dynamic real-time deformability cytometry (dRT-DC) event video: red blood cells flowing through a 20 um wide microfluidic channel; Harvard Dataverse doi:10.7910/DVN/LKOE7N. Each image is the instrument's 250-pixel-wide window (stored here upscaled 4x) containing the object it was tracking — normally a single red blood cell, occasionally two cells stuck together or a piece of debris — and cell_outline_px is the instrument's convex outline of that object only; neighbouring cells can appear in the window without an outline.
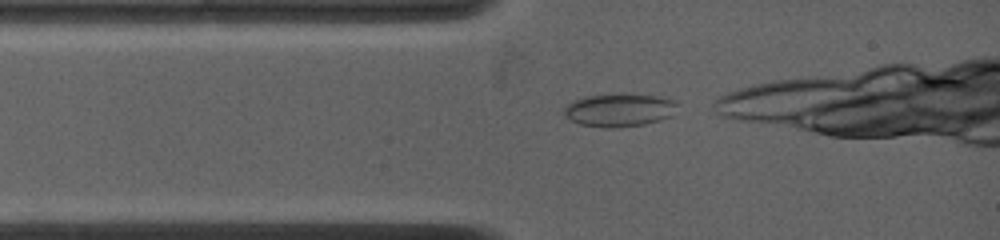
{"species": "common noctule bat (a hibernating species)", "species_latin": "Nyctalus noctula", "temperature_condition": "warm", "stored_images_in_passage": 36, "camera_frame_rate_fps": 4500, "um_per_image_px": 0.085, "animal": {"sex": "female", "body_mass_g": 19.0, "forearm_length_mm": 53.3}, "frame": {"image": 1, "passage_image": 1, "time_ms": 0.0, "image_size_px": [1000, 240], "cell_outline_px": [[676, 104], [672, 116], [660, 120], [644, 124], [616, 128], [608, 128], [580, 124], [564, 116], [564, 108], [572, 100], [584, 96], [632, 92], [660, 96], [672, 100]], "centroid_in_image_um": [52.63, 9.33], "position_along_channel_um": 32.4, "area_um2": 22.2}}
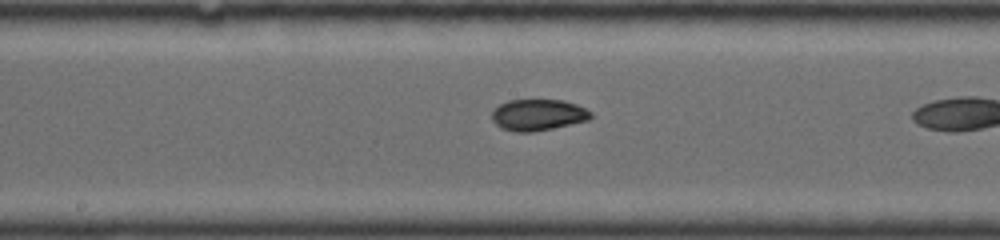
{"frame": {"image": 2, "passage_image": 21, "time_ms": 4.444, "image_size_px": [1000, 240], "cell_outline_px": [[592, 116], [588, 120], [552, 128], [532, 132], [516, 132], [500, 128], [492, 120], [492, 112], [500, 104], [508, 100], [564, 100], [576, 104], [592, 112]], "centroid_in_image_um": [45.72, 9.76], "position_along_channel_um": 202.5, "area_um2": 17.98}}
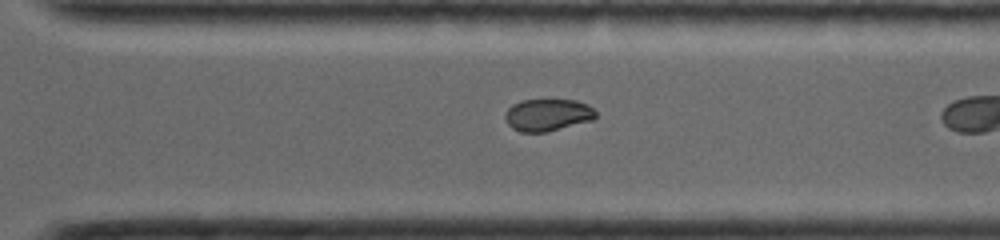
{"frame": {"image": 3, "passage_image": 35, "time_ms": 7.556, "image_size_px": [1000, 240], "cell_outline_px": [[596, 116], [592, 120], [548, 132], [520, 132], [512, 128], [504, 120], [504, 116], [508, 108], [512, 104], [520, 100], [576, 100], [588, 104], [596, 112]], "centroid_in_image_um": [46.52, 9.77], "position_along_channel_um": 324.1, "area_um2": 17.11}}